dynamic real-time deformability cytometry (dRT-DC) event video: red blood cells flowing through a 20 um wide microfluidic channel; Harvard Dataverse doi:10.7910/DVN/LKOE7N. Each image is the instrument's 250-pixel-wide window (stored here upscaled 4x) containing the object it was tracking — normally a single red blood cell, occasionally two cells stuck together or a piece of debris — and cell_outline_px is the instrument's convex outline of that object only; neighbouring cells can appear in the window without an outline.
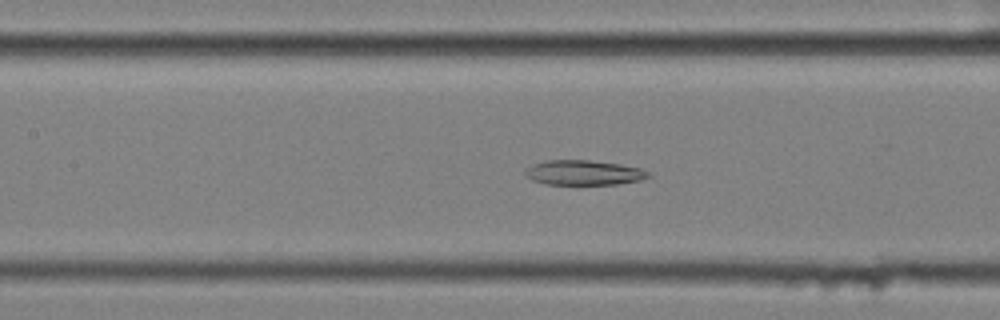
{"species": "common noctule bat (a hibernating species)", "species_latin": "Nyctalus noctula", "temperature_condition": "cold", "stored_images_in_passage": 46, "camera_frame_rate_fps": 3000, "um_per_image_px": 0.085, "animal": {"sex": "female", "body_mass_g": 25.1}, "frame": {"image": 1, "passage_image": 20, "time_ms": 6.333, "image_size_px": [1000, 320], "cell_outline_px": [[652, 176], [640, 180], [616, 184], [544, 184], [532, 180], [524, 176], [524, 168], [532, 164], [544, 160], [588, 160], [620, 164], [640, 168], [648, 172]], "centroid_in_image_um": [49.55, 14.67], "position_along_channel_um": 157.8, "area_um2": 17.98}}
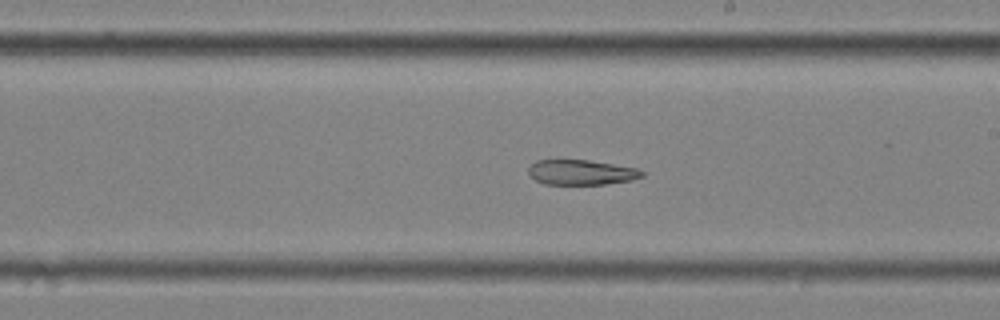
{"frame": {"image": 2, "passage_image": 27, "time_ms": 8.667, "image_size_px": [1000, 320], "cell_outline_px": [[644, 176], [632, 180], [604, 184], [544, 184], [536, 180], [528, 172], [528, 168], [536, 160], [588, 160], [636, 168], [644, 172]], "centroid_in_image_um": [49.41, 14.65], "position_along_channel_um": 239.6, "area_um2": 16.42}}